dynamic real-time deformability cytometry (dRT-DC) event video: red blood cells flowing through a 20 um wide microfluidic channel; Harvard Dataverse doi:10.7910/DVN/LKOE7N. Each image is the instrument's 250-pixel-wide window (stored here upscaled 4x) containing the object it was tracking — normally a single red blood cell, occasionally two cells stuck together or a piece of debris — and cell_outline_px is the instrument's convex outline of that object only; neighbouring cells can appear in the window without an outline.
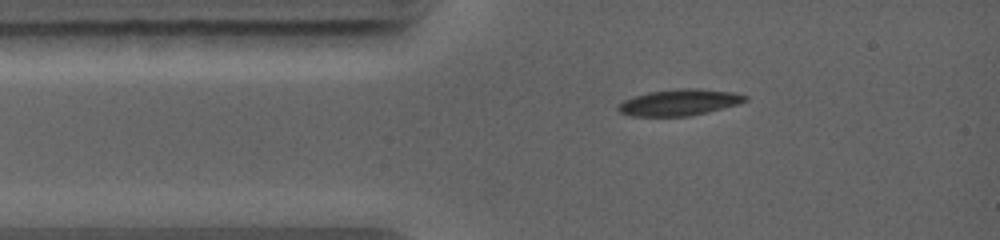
{"species": "common noctule bat (a hibernating species)", "species_latin": "Nyctalus noctula", "temperature_condition": "warm", "stored_images_in_passage": 3, "camera_frame_rate_fps": 5000, "um_per_image_px": 0.085, "animal": {"sex": "female", "body_mass_g": 19.0, "forearm_length_mm": 56.7}, "frame": {"image": 1, "passage_image": 2, "time_ms": 1.2, "image_size_px": [1000, 240], "cell_outline_px": [[748, 100], [736, 104], [688, 116], [632, 116], [620, 112], [616, 108], [616, 104], [624, 100], [648, 92], [680, 88], [696, 88], [732, 92], [748, 96]], "centroid_in_image_um": [57.69, 8.7], "position_along_channel_um": 27.3, "area_um2": 19.19}}
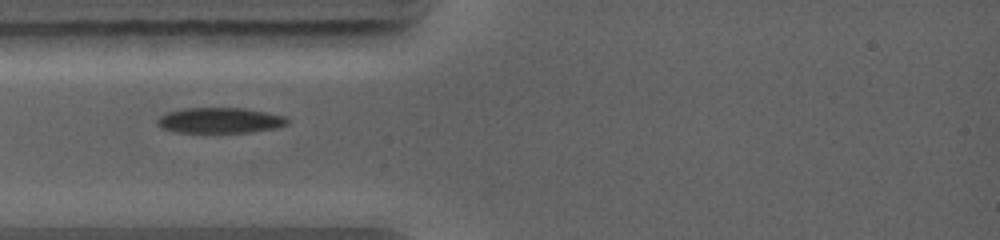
{"frame": {"image": 2, "passage_image": 3, "time_ms": 2.4, "image_size_px": [1000, 240], "cell_outline_px": [[288, 124], [276, 128], [248, 132], [176, 132], [160, 128], [156, 124], [156, 120], [160, 116], [168, 112], [184, 108], [244, 108], [284, 116], [288, 120]], "centroid_in_image_um": [18.65, 10.23], "position_along_channel_um": 66.4, "area_um2": 19.25}}